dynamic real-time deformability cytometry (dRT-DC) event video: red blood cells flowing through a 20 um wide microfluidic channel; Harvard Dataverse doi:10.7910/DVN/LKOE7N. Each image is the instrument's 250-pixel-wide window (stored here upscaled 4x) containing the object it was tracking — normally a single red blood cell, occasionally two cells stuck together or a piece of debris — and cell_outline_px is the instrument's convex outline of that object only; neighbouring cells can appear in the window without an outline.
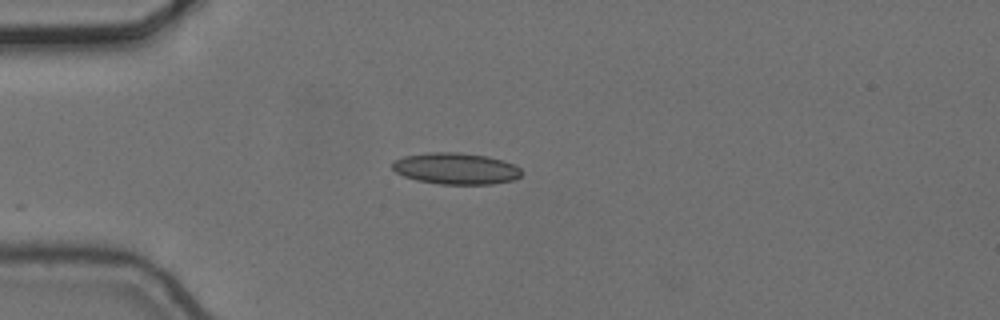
{"species": "common noctule bat (a hibernating species)", "species_latin": "Nyctalus noctula", "temperature_condition": "cold", "stored_images_in_passage": 3, "camera_frame_rate_fps": 3000, "um_per_image_px": 0.085, "animal": {"sex": "female", "body_mass_g": 24.6, "forearm_length_mm": 56.2}, "frame": {"image": 1, "passage_image": 1, "time_ms": 0.0, "image_size_px": [1000, 320], "cell_outline_px": [[524, 172], [520, 176], [512, 180], [492, 184], [440, 184], [416, 180], [404, 176], [396, 172], [392, 168], [392, 160], [404, 156], [424, 152], [460, 152], [488, 156], [504, 160], [516, 164]], "centroid_in_image_um": [38.76, 14.31], "position_along_channel_um": 46.2, "area_um2": 24.04}}
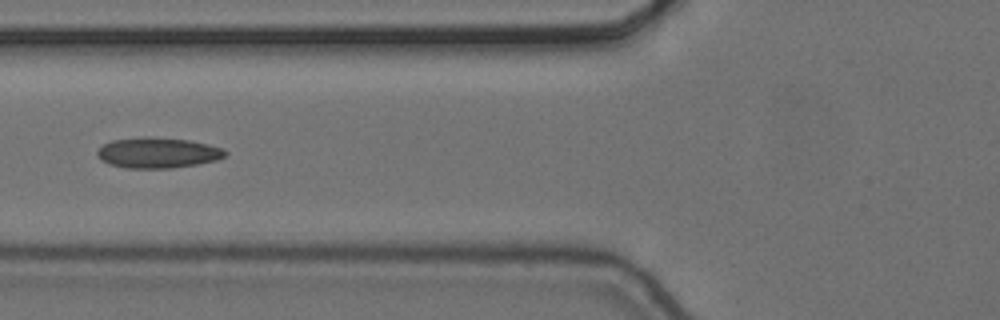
{"frame": {"image": 2, "passage_image": 3, "time_ms": 0.667, "image_size_px": [1000, 320], "cell_outline_px": [[228, 152], [224, 156], [216, 160], [196, 164], [172, 168], [124, 168], [108, 164], [100, 160], [96, 152], [104, 144], [112, 140], [144, 136], [148, 136], [188, 140], [208, 144], [224, 148]], "centroid_in_image_um": [13.39, 12.98], "position_along_channel_um": 112.4, "area_um2": 22.89}}